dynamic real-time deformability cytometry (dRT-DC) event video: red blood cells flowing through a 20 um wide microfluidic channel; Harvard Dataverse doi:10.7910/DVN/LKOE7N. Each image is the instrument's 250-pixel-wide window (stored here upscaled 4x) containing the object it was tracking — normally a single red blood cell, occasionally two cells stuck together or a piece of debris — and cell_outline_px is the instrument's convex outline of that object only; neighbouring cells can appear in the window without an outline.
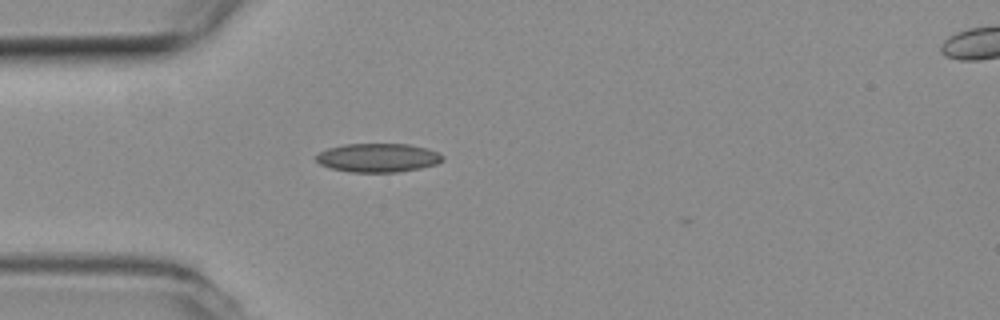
{"species": "common noctule bat (a hibernating species)", "species_latin": "Nyctalus noctula", "temperature_condition": "room temperature", "stored_images_in_passage": 3, "camera_frame_rate_fps": 3000, "um_per_image_px": 0.085, "animal": {"sex": "female", "body_mass_g": 19.3, "forearm_length_mm": 54.1}, "frame": {"image": 1, "passage_image": 2, "time_ms": 0.333, "image_size_px": [1000, 320], "cell_outline_px": [[444, 160], [436, 164], [420, 168], [396, 172], [352, 172], [332, 168], [320, 164], [316, 160], [316, 156], [320, 152], [328, 148], [344, 144], [408, 144], [428, 148], [440, 152], [444, 156]], "centroid_in_image_um": [32.17, 13.4], "position_along_channel_um": 52.8, "area_um2": 21.21}}